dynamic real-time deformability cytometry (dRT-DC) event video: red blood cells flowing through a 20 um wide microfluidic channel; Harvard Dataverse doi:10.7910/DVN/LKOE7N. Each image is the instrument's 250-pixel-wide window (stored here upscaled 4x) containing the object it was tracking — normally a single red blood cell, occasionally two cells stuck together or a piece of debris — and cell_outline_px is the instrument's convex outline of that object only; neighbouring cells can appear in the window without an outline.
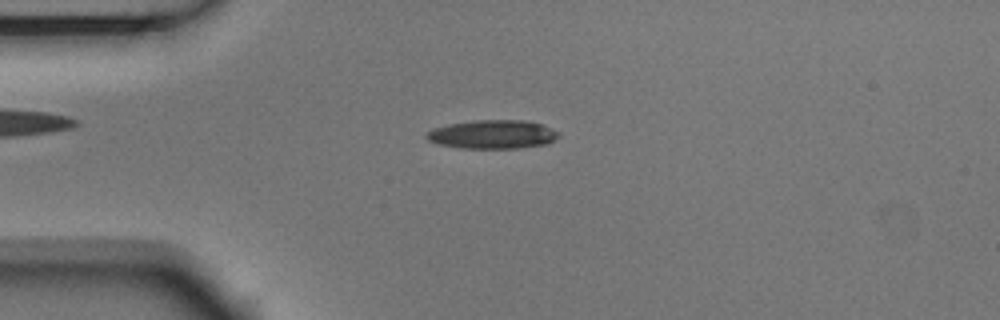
{"species": "Egyptian fruit bat (a non-hibernating species)", "species_latin": "Rousettus aegyptiacus", "temperature_condition": "room temperature", "stored_images_in_passage": 3, "camera_frame_rate_fps": 3000, "um_per_image_px": 0.085, "animal": {"sex": "male"}, "frame": {"image": 1, "passage_image": 3, "time_ms": 0.667, "image_size_px": [1000, 320], "cell_outline_px": [[560, 136], [548, 144], [520, 148], [460, 148], [440, 144], [428, 140], [424, 136], [428, 132], [436, 128], [448, 124], [476, 120], [520, 120], [540, 124], [560, 132]], "centroid_in_image_um": [41.9, 11.43], "position_along_channel_um": 43.1, "area_um2": 21.96}}